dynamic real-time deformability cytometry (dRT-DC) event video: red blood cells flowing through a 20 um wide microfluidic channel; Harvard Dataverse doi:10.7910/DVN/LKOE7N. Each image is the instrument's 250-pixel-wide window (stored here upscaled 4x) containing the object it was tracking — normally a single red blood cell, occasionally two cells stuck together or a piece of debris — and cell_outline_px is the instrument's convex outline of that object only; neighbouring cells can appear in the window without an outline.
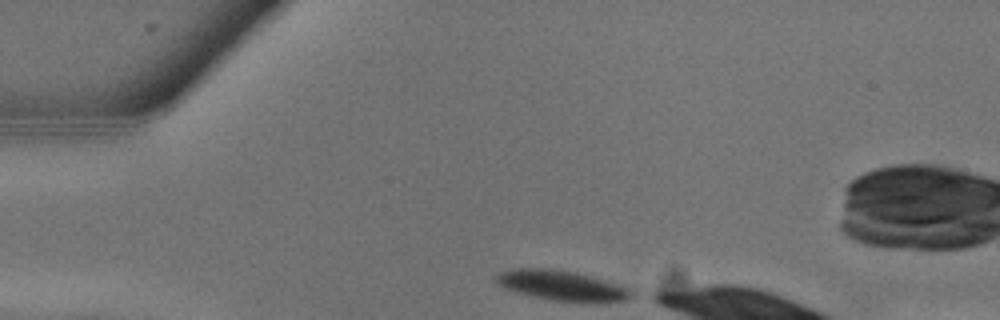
{"species": "common noctule bat (a hibernating species)", "species_latin": "Nyctalus noctula", "temperature_condition": "warm", "stored_images_in_passage": 4, "camera_frame_rate_fps": 3000, "um_per_image_px": 0.085, "animal": {"sex": "male", "body_mass_g": 13.3}, "frame": {"image": 1, "passage_image": 1, "time_ms": 0.0, "image_size_px": [1000, 320], "cell_outline_px": [[636, 296], [628, 300], [600, 304], [584, 304], [552, 300], [532, 296], [516, 292], [504, 288], [496, 280], [496, 276], [500, 272], [512, 268], [552, 268], [576, 272], [604, 280], [628, 288]], "centroid_in_image_um": [47.83, 24.31], "position_along_channel_um": 37.2, "area_um2": 24.33}}